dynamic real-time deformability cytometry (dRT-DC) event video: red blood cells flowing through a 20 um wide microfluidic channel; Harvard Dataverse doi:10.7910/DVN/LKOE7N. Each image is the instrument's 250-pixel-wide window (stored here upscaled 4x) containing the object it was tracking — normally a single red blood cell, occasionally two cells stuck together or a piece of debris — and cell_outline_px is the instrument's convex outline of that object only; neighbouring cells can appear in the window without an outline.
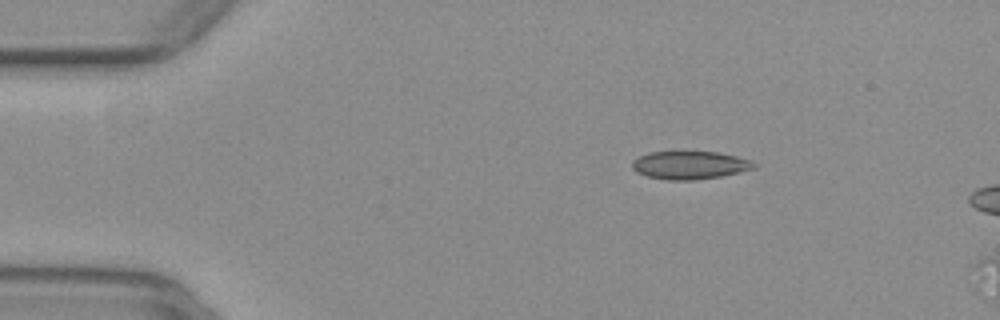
{"species": "common noctule bat (a hibernating species)", "species_latin": "Nyctalus noctula", "temperature_condition": "warm", "stored_images_in_passage": 5, "segment_of_instrument_passage": [1, 2], "camera_frame_rate_fps": 3000, "um_per_image_px": 0.085, "animal": {"sex": "female", "body_mass_g": 29.2, "forearm_length_mm": 56.3}, "frame": {"image": 1, "passage_image": 2, "time_ms": 0.333, "image_size_px": [1000, 320], "cell_outline_px": [[756, 168], [720, 176], [696, 180], [668, 180], [648, 176], [636, 172], [632, 168], [632, 160], [648, 152], [716, 152], [736, 156], [752, 160], [756, 164]], "centroid_in_image_um": [58.63, 14.04], "position_along_channel_um": 26.4, "area_um2": 19.83}}